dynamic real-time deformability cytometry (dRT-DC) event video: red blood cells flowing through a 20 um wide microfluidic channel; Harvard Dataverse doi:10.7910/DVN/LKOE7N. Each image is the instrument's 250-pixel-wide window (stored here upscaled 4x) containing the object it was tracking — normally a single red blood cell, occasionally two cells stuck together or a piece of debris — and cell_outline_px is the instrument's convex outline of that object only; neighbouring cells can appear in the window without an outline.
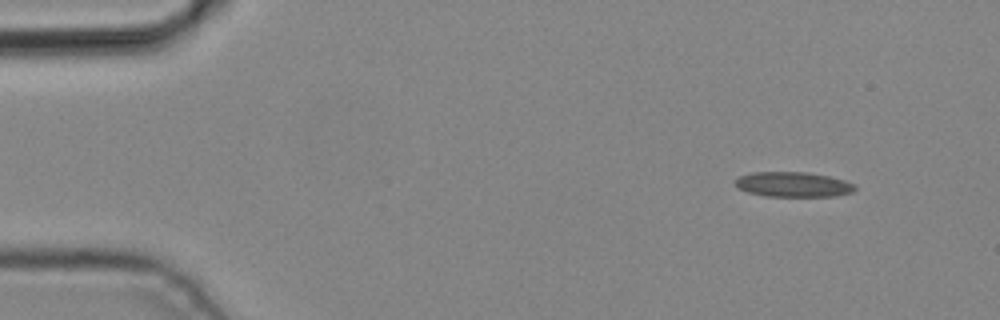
{"species": "common noctule bat (a hibernating species)", "species_latin": "Nyctalus noctula", "temperature_condition": "cold", "stored_images_in_passage": 4, "camera_frame_rate_fps": 3000, "um_per_image_px": 0.085, "animal": {"sex": "male", "body_mass_g": 19.2, "forearm_length_mm": 51.8}, "frame": {"image": 1, "passage_image": 1, "time_ms": 0.0, "image_size_px": [1000, 320], "cell_outline_px": [[856, 188], [852, 192], [836, 196], [764, 196], [748, 192], [740, 188], [732, 180], [740, 176], [752, 172], [804, 172], [828, 176], [844, 180], [856, 184]], "centroid_in_image_um": [67.42, 15.68], "position_along_channel_um": 17.6, "area_um2": 17.4}}